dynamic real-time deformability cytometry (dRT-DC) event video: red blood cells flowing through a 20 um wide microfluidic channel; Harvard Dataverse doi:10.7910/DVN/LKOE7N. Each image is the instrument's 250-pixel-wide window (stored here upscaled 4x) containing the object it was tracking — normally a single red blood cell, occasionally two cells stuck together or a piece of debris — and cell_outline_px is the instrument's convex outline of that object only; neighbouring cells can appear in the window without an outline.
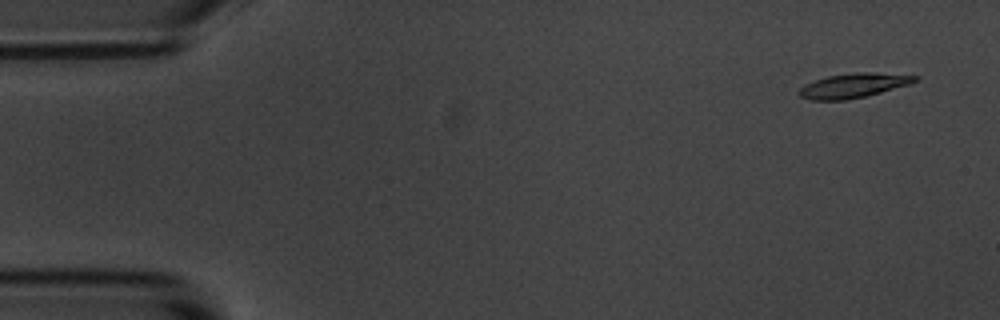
{"species": "common noctule bat (a hibernating species)", "species_latin": "Nyctalus noctula", "temperature_condition": "room temperature", "stored_images_in_passage": 54, "camera_frame_rate_fps": 3000, "um_per_image_px": 0.085, "animal": {"sex": "male", "body_mass_g": 20.1, "forearm_length_mm": 53.5}, "frame": {"image": 1, "passage_image": 3, "time_ms": 0.667, "image_size_px": [1000, 320], "cell_outline_px": [[920, 76], [916, 80], [908, 84], [880, 92], [864, 96], [844, 100], [812, 100], [800, 96], [800, 88], [804, 84], [828, 76], [860, 72], [872, 72]], "centroid_in_image_um": [72.52, 7.27], "position_along_channel_um": 12.5, "area_um2": 16.07}}
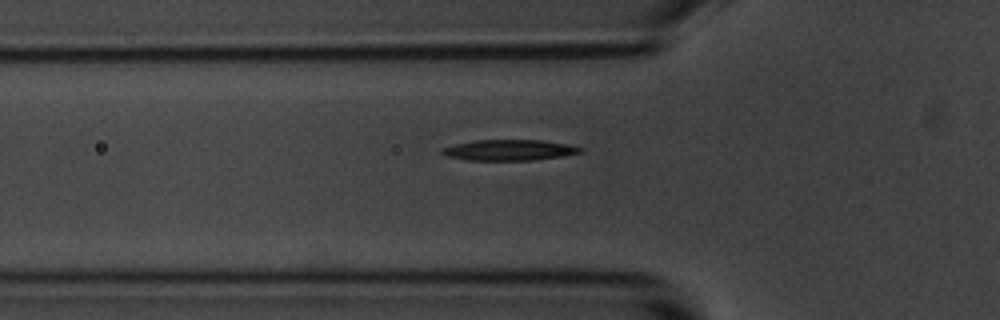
{"frame": {"image": 2, "passage_image": 18, "time_ms": 5.667, "image_size_px": [1000, 320], "cell_outline_px": [[584, 152], [560, 156], [532, 160], [468, 160], [448, 156], [440, 152], [440, 148], [456, 144], [476, 140], [544, 140], [568, 144], [584, 148]], "centroid_in_image_um": [43.31, 12.75], "position_along_channel_um": 82.5, "area_um2": 16.7}}
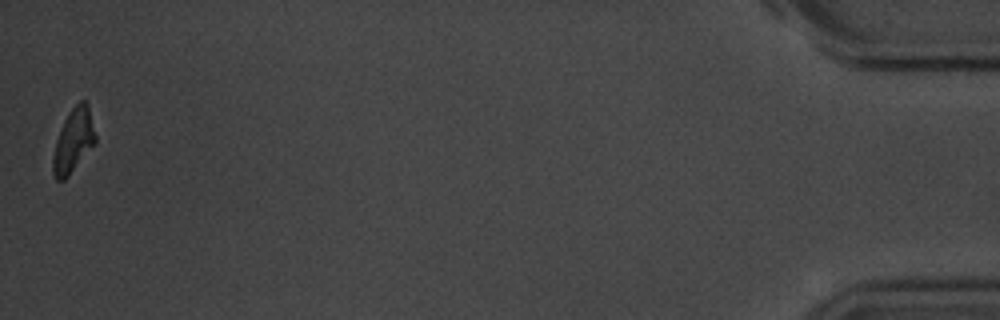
{"frame": {"image": 3, "passage_image": 54, "time_ms": 17.667, "image_size_px": [1000, 320], "cell_outline_px": [[96, 144], [68, 176], [64, 180], [56, 180], [52, 172], [52, 160], [56, 140], [64, 120], [72, 108], [80, 100], [84, 100], [88, 104], [96, 136]], "centroid_in_image_um": [6.25, 11.97], "position_along_channel_um": 429.0, "area_um2": 15.78}, "authors_computed_cell_mechanics": {"area_um2": 16.6753, "velocity_mm_per_s": 3.6678, "shape_relaxation_time_tau1_ms": 2.1523, "shape_relaxation_time_tau2_ms": 8.9207, "deformation_change_tau1": 0.1266, "deformation_change_tau2": 0.1815}}